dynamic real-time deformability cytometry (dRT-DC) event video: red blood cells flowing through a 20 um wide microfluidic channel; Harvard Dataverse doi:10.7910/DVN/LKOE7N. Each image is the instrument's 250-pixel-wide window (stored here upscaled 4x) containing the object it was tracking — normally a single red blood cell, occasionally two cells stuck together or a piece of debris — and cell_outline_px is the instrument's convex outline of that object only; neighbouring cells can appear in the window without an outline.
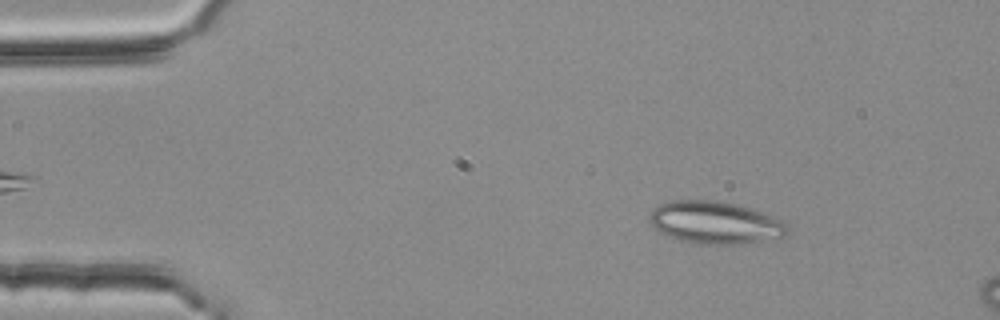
{"species": "common noctule bat (a hibernating species)", "species_latin": "Nyctalus noctula", "temperature_condition": "room temperature", "stored_images_in_passage": 14, "camera_frame_rate_fps": 3000, "um_per_image_px": 0.085, "animal": {"sex": "female", "body_mass_g": 25.1}, "frame": {"image": 1, "passage_image": 7, "time_ms": 2.0, "image_size_px": [1000, 320], "cell_outline_px": [[792, 232], [784, 236], [748, 244], [700, 244], [680, 240], [660, 232], [648, 220], [648, 216], [652, 208], [660, 204], [672, 200], [712, 200], [736, 204], [752, 208], [764, 212], [784, 220], [788, 224]], "centroid_in_image_um": [60.85, 18.92], "position_along_channel_um": 24.2, "area_um2": 34.62}}